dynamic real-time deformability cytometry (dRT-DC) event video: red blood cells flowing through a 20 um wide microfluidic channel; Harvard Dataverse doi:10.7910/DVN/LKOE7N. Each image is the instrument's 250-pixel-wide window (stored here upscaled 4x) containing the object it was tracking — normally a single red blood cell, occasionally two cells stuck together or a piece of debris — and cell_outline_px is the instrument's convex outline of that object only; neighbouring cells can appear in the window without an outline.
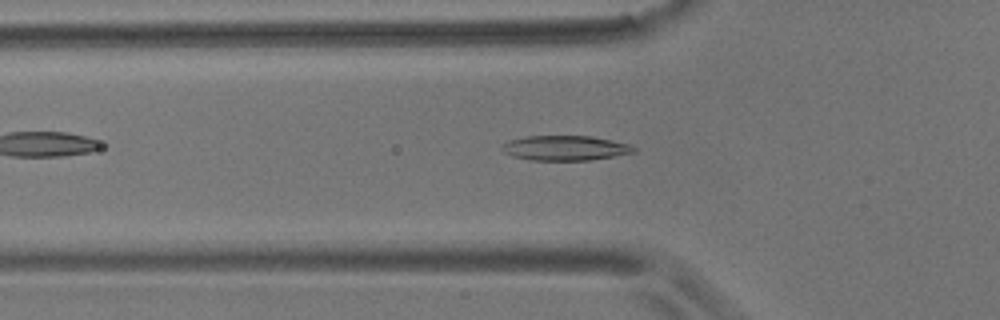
{"species": "common noctule bat (a hibernating species)", "species_latin": "Nyctalus noctula", "temperature_condition": "room temperature", "stored_images_in_passage": 54, "camera_frame_rate_fps": 3000, "um_per_image_px": 0.085, "animal": {"sex": "male", "body_mass_g": 17.9}, "frame": {"image": 1, "passage_image": 17, "time_ms": 5.333, "image_size_px": [1000, 320], "cell_outline_px": [[636, 152], [592, 160], [528, 160], [512, 156], [504, 152], [500, 148], [500, 144], [508, 140], [524, 136], [592, 136], [628, 144], [636, 148]], "centroid_in_image_um": [47.98, 12.58], "position_along_channel_um": 77.8, "area_um2": 19.25}}
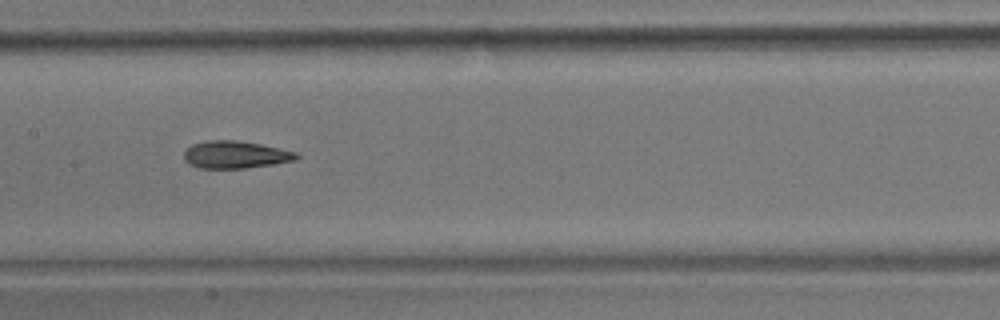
{"frame": {"image": 2, "passage_image": 26, "time_ms": 8.333, "image_size_px": [1000, 320], "cell_outline_px": [[300, 156], [296, 160], [272, 164], [244, 168], [200, 168], [188, 164], [184, 160], [184, 152], [192, 144], [208, 140], [236, 140], [260, 144], [296, 152]], "centroid_in_image_um": [19.98, 13.15], "position_along_channel_um": 187.4, "area_um2": 17.86}}
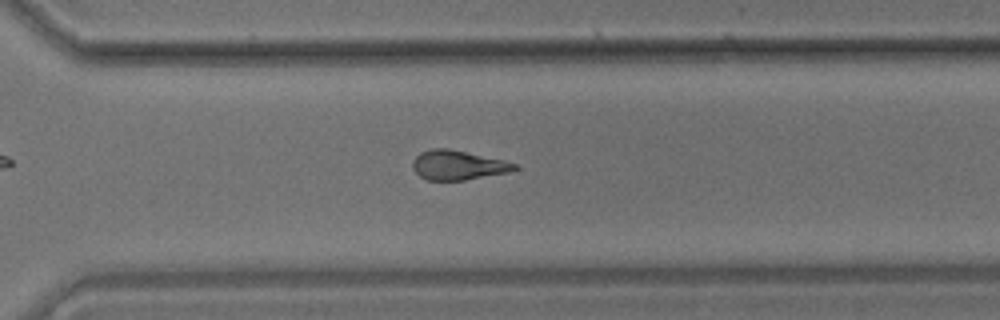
{"frame": {"image": 3, "passage_image": 38, "time_ms": 12.333, "image_size_px": [1000, 320], "cell_outline_px": [[520, 168], [508, 172], [464, 180], [428, 180], [420, 176], [412, 168], [412, 160], [420, 152], [432, 148], [448, 148], [504, 160], [516, 164]], "centroid_in_image_um": [38.9, 14.03], "position_along_channel_um": 331.7, "area_um2": 17.46}, "authors_computed_cell_mechanics": {"area_um2": 17.9758, "velocity_mm_per_s": 3.6212, "shape_relaxation_time_tau1_ms": 7.7702, "shape_relaxation_time_tau2_ms": 3.8067, "deformation_change_tau1": 0.1897, "deformation_change_tau2": 0.1312}}